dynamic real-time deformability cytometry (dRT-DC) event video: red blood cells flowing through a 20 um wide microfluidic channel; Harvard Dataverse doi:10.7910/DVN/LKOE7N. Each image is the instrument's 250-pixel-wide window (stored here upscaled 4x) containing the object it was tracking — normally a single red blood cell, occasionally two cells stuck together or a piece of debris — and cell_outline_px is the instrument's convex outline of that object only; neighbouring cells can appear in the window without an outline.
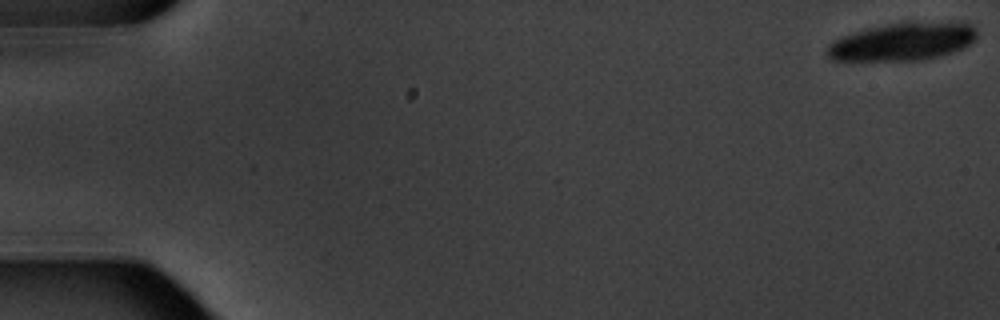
{"species": "common noctule bat (a hibernating species)", "species_latin": "Nyctalus noctula", "temperature_condition": "warm", "stored_images_in_passage": 11, "camera_frame_rate_fps": 3000, "um_per_image_px": 0.085, "animal": {"sex": "male", "body_mass_g": 20.1, "forearm_length_mm": 53.5}, "frame": {"image": 1, "passage_image": 1, "time_ms": 0.0, "image_size_px": [1000, 320], "cell_outline_px": [[976, 36], [964, 48], [952, 52], [924, 60], [832, 60], [824, 52], [828, 44], [832, 40], [840, 36], [868, 28], [908, 20], [960, 20], [972, 24], [976, 28]], "centroid_in_image_um": [76.76, 3.48], "position_along_channel_um": 8.2, "area_um2": 34.04}}
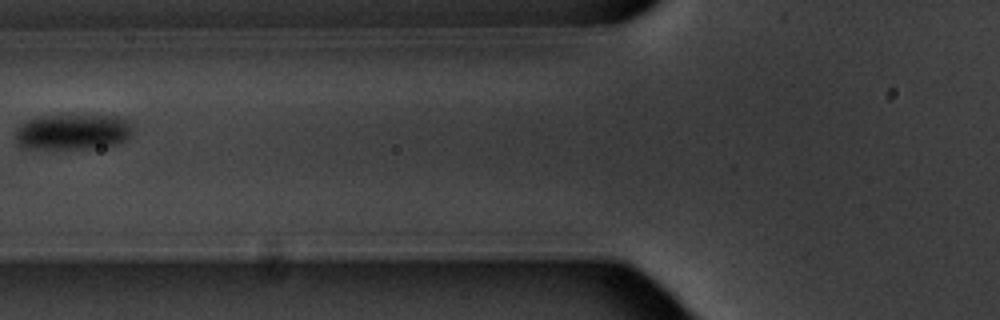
{"frame": {"image": 2, "passage_image": 7, "time_ms": 8.0, "image_size_px": [1000, 320], "cell_outline_px": [[132, 132], [124, 140], [116, 144], [92, 148], [20, 148], [16, 140], [16, 128], [28, 120], [40, 116], [124, 116], [128, 120], [132, 128]], "centroid_in_image_um": [6.18, 11.21], "position_along_channel_um": 119.6, "area_um2": 24.16}}
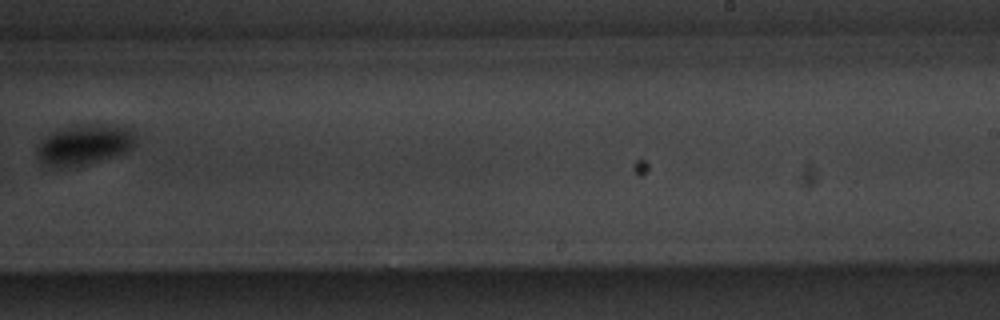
{"frame": {"image": 3, "passage_image": 11, "time_ms": 12.667, "image_size_px": [1000, 320], "cell_outline_px": [[136, 140], [132, 148], [124, 152], [88, 164], [68, 168], [52, 168], [44, 164], [40, 160], [36, 148], [52, 132], [64, 128], [88, 124], [120, 124], [132, 128], [136, 132]], "centroid_in_image_um": [7.23, 12.29], "position_along_channel_um": 281.8, "area_um2": 23.41}}